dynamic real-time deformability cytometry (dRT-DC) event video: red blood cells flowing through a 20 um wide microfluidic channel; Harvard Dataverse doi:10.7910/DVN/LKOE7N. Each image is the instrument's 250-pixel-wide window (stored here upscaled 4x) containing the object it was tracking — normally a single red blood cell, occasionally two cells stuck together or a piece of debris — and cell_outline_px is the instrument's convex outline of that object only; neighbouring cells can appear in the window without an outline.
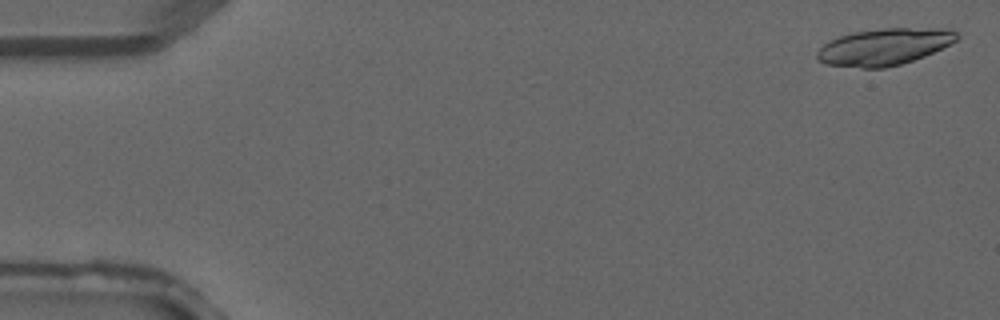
{"species": "common noctule bat (a hibernating species)", "species_latin": "Nyctalus noctula", "temperature_condition": "warm", "stored_images_in_passage": 3, "camera_frame_rate_fps": 3000, "um_per_image_px": 0.085, "animal": {"sex": "male", "forearm_length_mm": 52.5}, "frame": {"image": 1, "passage_image": 1, "time_ms": 0.0, "image_size_px": [1000, 320], "cell_outline_px": [[960, 36], [956, 40], [924, 56], [900, 64], [884, 68], [860, 68], [824, 64], [816, 56], [816, 52], [824, 44], [840, 36], [852, 32], [884, 28], [948, 28], [956, 32]], "centroid_in_image_um": [75.14, 3.97], "position_along_channel_um": 9.9, "area_um2": 29.71}}